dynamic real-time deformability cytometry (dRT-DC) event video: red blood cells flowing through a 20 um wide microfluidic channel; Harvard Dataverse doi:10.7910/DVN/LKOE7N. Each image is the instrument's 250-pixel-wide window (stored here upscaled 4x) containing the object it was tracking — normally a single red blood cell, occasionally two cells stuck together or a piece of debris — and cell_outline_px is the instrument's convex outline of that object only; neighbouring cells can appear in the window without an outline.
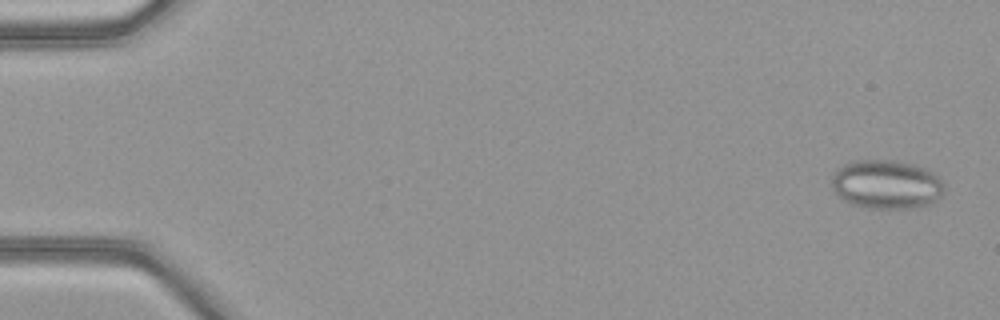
{"species": "common noctule bat (a hibernating species)", "species_latin": "Nyctalus noctula", "temperature_condition": "warm", "stored_images_in_passage": 50, "camera_frame_rate_fps": 3000, "um_per_image_px": 0.085, "animal": {"sex": "female", "body_mass_g": 21.9}, "frame": {"image": 1, "passage_image": 2, "time_ms": 0.333, "image_size_px": [1000, 320], "cell_outline_px": [[944, 192], [932, 204], [912, 208], [868, 208], [852, 204], [844, 200], [832, 188], [832, 176], [844, 164], [852, 160], [896, 160], [916, 164], [932, 172], [944, 184]], "centroid_in_image_um": [75.37, 15.67], "position_along_channel_um": 9.6, "area_um2": 32.14}}
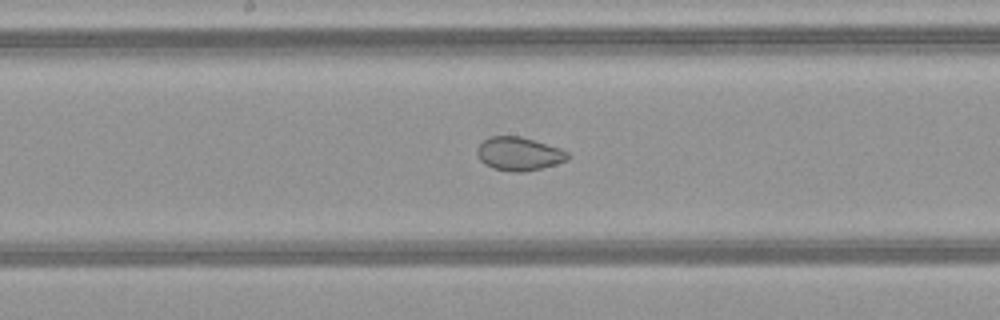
{"frame": {"image": 2, "passage_image": 27, "time_ms": 8.667, "image_size_px": [1000, 320], "cell_outline_px": [[572, 156], [568, 160], [556, 164], [524, 172], [512, 172], [492, 168], [484, 164], [476, 156], [476, 148], [488, 136], [520, 136], [560, 148], [568, 152]], "centroid_in_image_um": [44.09, 13.08], "position_along_channel_um": 204.1, "area_um2": 17.86}}
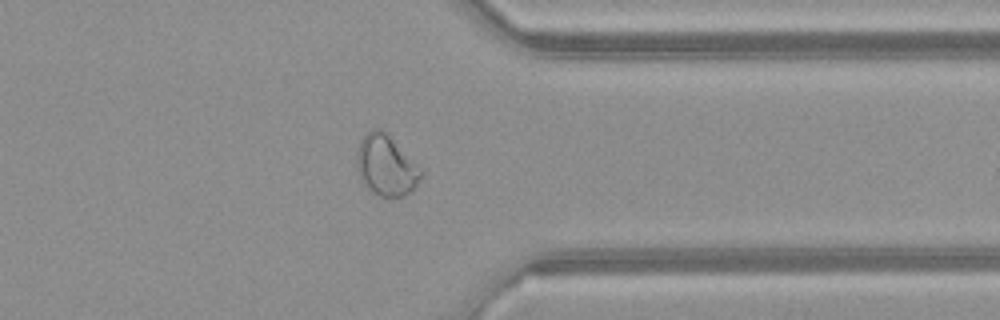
{"frame": {"image": 3, "passage_image": 40, "time_ms": 13.0, "image_size_px": [1000, 320], "cell_outline_px": [[424, 172], [416, 188], [412, 192], [404, 196], [380, 196], [368, 192], [360, 180], [356, 168], [356, 152], [360, 140], [372, 128], [380, 128], [388, 132]], "centroid_in_image_um": [32.8, 14.07], "position_along_channel_um": 378.6, "area_um2": 23.41}, "authors_computed_cell_mechanics": {"area_um2": 24.9118, "velocity_mm_per_s": 4.1402, "shape_relaxation_time_tau1_ms": null, "shape_relaxation_time_tau2_ms": 1.5392, "deformation_change_tau1": null, "deformation_change_tau2": 0.0561}}